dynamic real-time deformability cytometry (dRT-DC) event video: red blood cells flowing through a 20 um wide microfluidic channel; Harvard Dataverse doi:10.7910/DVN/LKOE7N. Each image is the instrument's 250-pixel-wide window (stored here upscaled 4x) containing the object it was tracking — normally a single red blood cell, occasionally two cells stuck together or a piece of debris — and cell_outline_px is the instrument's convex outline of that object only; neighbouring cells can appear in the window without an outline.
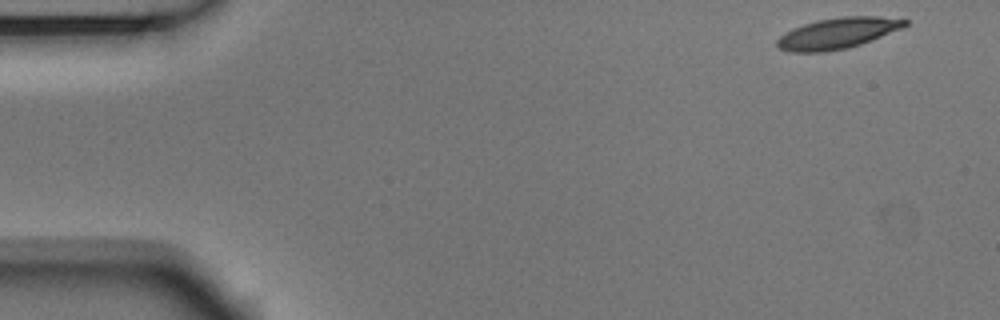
{"species": "Egyptian fruit bat (a non-hibernating species)", "species_latin": "Rousettus aegyptiacus", "temperature_condition": "room temperature", "stored_images_in_passage": 51, "camera_frame_rate_fps": 3000, "um_per_image_px": 0.085, "animal": {"sex": "male"}, "frame": {"image": 1, "passage_image": 1, "time_ms": 0.0, "image_size_px": [1000, 320], "cell_outline_px": [[908, 24], [904, 28], [860, 44], [848, 48], [824, 52], [788, 52], [776, 48], [776, 40], [780, 36], [792, 28], [816, 20], [840, 16], [876, 16], [908, 20]], "centroid_in_image_um": [71.17, 2.83], "position_along_channel_um": 13.8, "area_um2": 23.24}}
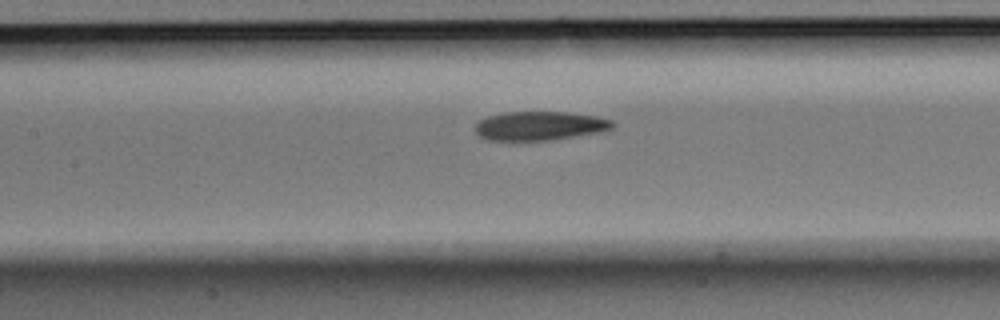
{"frame": {"image": 2, "passage_image": 22, "time_ms": 7.0, "image_size_px": [1000, 320], "cell_outline_px": [[616, 124], [612, 128], [596, 132], [548, 140], [488, 140], [480, 136], [476, 132], [476, 124], [480, 120], [488, 116], [504, 112], [568, 112], [596, 116], [612, 120]], "centroid_in_image_um": [45.86, 10.68], "position_along_channel_um": 161.5, "area_um2": 22.83}}
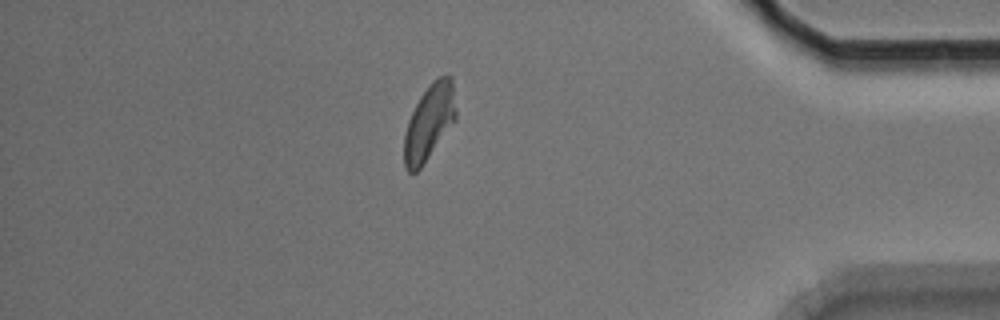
{"frame": {"image": 3, "passage_image": 44, "time_ms": 14.333, "image_size_px": [1000, 320], "cell_outline_px": [[456, 120], [420, 168], [416, 172], [408, 172], [404, 168], [404, 136], [408, 120], [420, 96], [432, 80], [440, 76], [452, 76], [456, 112]], "centroid_in_image_um": [36.48, 10.38], "position_along_channel_um": 398.7, "area_um2": 22.72}, "authors_computed_cell_mechanics": {"area_um2": 23.409, "velocity_mm_per_s": 3.7172, "shape_relaxation_time_tau1_ms": 4.6672, "shape_relaxation_time_tau2_ms": 4.2728, "deformation_change_tau1": 0.1815, "deformation_change_tau2": 0.1173}}